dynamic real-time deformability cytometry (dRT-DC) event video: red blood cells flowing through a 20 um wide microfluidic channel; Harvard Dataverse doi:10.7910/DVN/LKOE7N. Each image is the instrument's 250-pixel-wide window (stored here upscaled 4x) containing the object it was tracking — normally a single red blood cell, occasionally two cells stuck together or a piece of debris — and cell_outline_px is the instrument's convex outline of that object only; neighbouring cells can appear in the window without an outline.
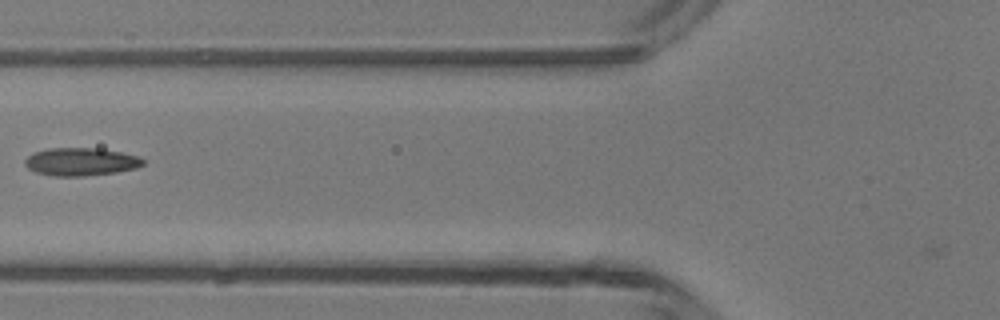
{"species": "common noctule bat (a hibernating species)", "species_latin": "Nyctalus noctula", "temperature_condition": "room temperature", "stored_images_in_passage": 5, "camera_frame_rate_fps": 3000, "um_per_image_px": 0.085, "animal": {"sex": "male", "body_mass_g": 13.3}, "frame": {"image": 1, "passage_image": 5, "time_ms": 5.667, "image_size_px": [1000, 320], "cell_outline_px": [[144, 164], [136, 168], [116, 172], [84, 176], [52, 176], [36, 172], [28, 168], [24, 164], [24, 160], [32, 152], [48, 148], [96, 148], [120, 152], [140, 156], [144, 160]], "centroid_in_image_um": [6.85, 13.74], "position_along_channel_um": 118.9, "area_um2": 19.31}}